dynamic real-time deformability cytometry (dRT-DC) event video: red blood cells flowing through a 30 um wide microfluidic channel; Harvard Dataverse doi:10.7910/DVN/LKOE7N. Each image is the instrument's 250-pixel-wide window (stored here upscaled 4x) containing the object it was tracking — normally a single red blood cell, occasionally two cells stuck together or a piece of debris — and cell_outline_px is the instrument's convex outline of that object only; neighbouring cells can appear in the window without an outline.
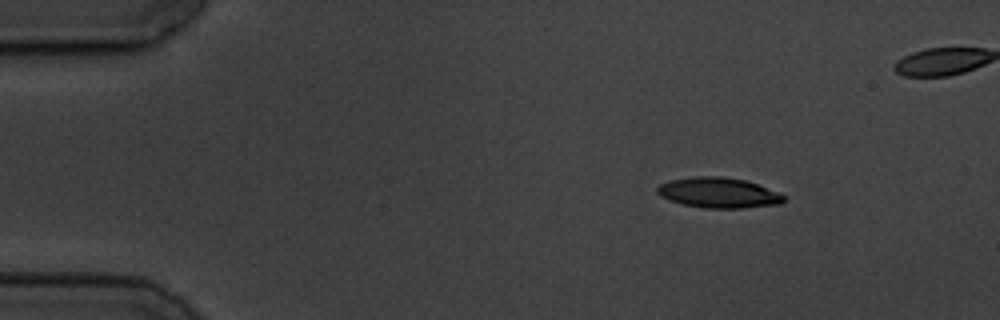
{"species": "common noctule bat (a hibernating species)", "species_latin": "Nyctalus noctula", "temperature_condition": "cold", "stored_images_in_passage": 6, "camera_frame_rate_fps": 3000, "um_per_image_px": 0.085, "animal": {"sex": "male", "body_mass_g": 19.5, "forearm_length_mm": 54.6}, "frame": {"image": 1, "passage_image": 2, "time_ms": 1.0, "image_size_px": [1000, 320], "cell_outline_px": [[784, 200], [780, 204], [744, 208], [704, 208], [684, 204], [668, 200], [660, 196], [656, 192], [656, 188], [660, 184], [668, 180], [696, 176], [720, 176], [744, 180], [780, 192], [784, 196]], "centroid_in_image_um": [61.05, 16.38], "position_along_channel_um": 24.0, "area_um2": 22.43}}